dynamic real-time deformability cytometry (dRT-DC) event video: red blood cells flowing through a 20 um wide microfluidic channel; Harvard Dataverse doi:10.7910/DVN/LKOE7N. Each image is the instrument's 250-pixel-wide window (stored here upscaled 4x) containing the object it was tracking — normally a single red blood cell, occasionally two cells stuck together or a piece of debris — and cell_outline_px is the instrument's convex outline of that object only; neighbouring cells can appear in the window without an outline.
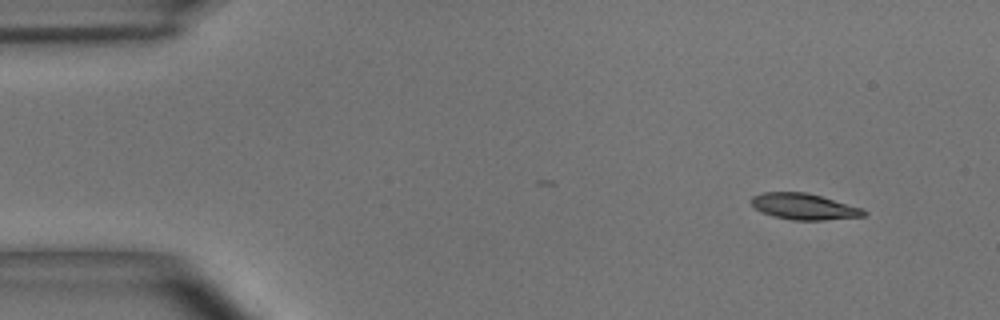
{"species": "common noctule bat (a hibernating species)", "species_latin": "Nyctalus noctula", "temperature_condition": "room temperature", "stored_images_in_passage": 38, "camera_frame_rate_fps": 3000, "um_per_image_px": 0.085, "animal": {"sex": "male", "body_mass_g": 15.6}, "frame": {"image": 1, "passage_image": 1, "time_ms": 0.0, "image_size_px": [1000, 320], "cell_outline_px": [[868, 212], [864, 216], [824, 220], [792, 220], [772, 216], [756, 208], [752, 204], [752, 196], [764, 192], [804, 192], [820, 196], [864, 208]], "centroid_in_image_um": [68.38, 17.56], "position_along_channel_um": 16.6, "area_um2": 16.99}}
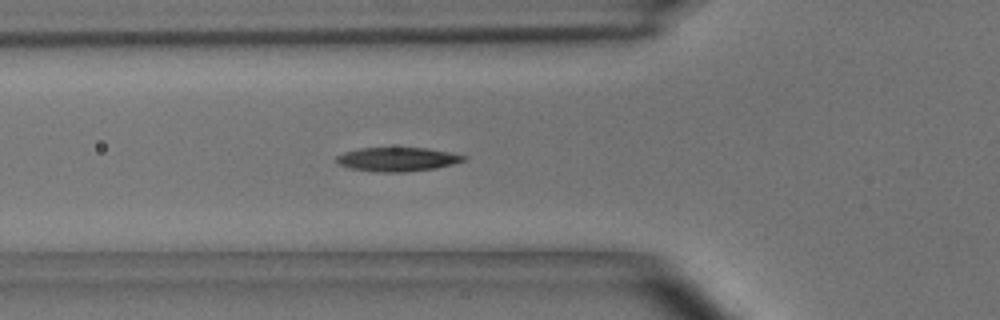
{"frame": {"image": 2, "passage_image": 15, "time_ms": 4.667, "image_size_px": [1000, 320], "cell_outline_px": [[468, 160], [436, 168], [404, 172], [376, 172], [348, 168], [336, 164], [336, 156], [344, 152], [356, 148], [428, 148], [468, 156]], "centroid_in_image_um": [33.75, 13.54], "position_along_channel_um": 92.0, "area_um2": 17.98}}
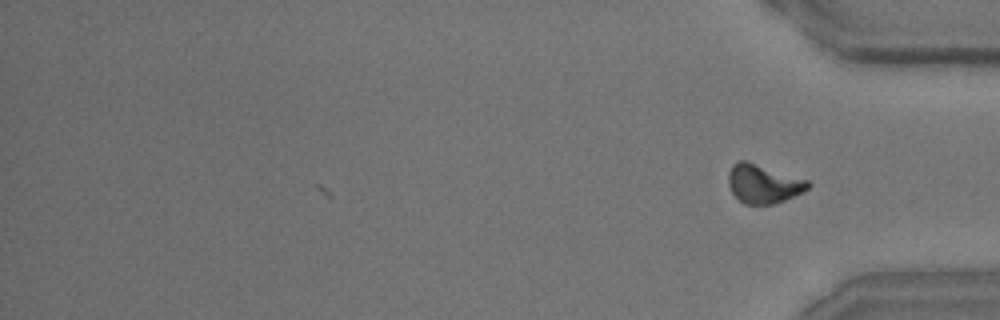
{"frame": {"image": 3, "passage_image": 38, "time_ms": 12.333, "image_size_px": [1000, 320], "cell_outline_px": [[812, 184], [808, 188], [784, 200], [772, 204], [744, 204], [732, 192], [728, 184], [728, 172], [732, 164], [740, 160], [744, 160], [808, 180]], "centroid_in_image_um": [64.85, 15.61], "position_along_channel_um": 370.3, "area_um2": 17.69}, "authors_computed_cell_mechanics": {"area_um2": 17.7446, "velocity_mm_per_s": 3.6375, "shape_relaxation_time_tau1_ms": 3.6791, "shape_relaxation_time_tau2_ms": 2.7204, "deformation_change_tau1": 0.1404, "deformation_change_tau2": 0.0775}}